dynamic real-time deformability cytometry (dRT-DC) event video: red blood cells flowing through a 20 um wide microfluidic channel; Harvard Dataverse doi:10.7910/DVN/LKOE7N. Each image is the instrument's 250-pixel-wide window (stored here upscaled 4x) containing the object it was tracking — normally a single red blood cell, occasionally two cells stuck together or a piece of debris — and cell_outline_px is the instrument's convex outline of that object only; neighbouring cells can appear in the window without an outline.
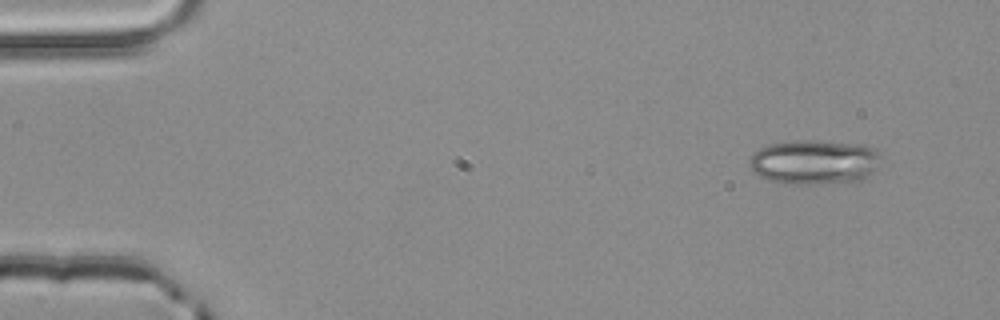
{"species": "common noctule bat (a hibernating species)", "species_latin": "Nyctalus noctula", "temperature_condition": "room temperature", "stored_images_in_passage": 3, "camera_frame_rate_fps": 3000, "um_per_image_px": 0.085, "animal": {"sex": "male", "body_mass_g": 20.4}, "frame": {"image": 1, "passage_image": 1, "time_ms": 0.0, "image_size_px": [1000, 320], "cell_outline_px": [[880, 156], [876, 168], [864, 180], [816, 184], [784, 184], [764, 180], [752, 172], [748, 164], [752, 156], [760, 148], [772, 144], [796, 140], [812, 140], [848, 144], [872, 148]], "centroid_in_image_um": [69.14, 13.81], "position_along_channel_um": 15.9, "area_um2": 33.93}}